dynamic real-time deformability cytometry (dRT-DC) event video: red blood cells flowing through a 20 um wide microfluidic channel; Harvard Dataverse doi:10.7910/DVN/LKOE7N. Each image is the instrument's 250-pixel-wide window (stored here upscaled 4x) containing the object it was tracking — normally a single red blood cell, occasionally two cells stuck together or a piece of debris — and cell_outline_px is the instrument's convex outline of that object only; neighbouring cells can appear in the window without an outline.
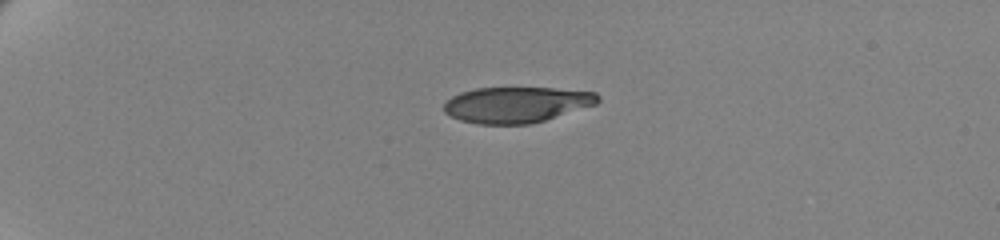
{"species": "human", "species_latin": "Homo sapiens", "temperature_condition": "cold", "stored_images_in_passage": 45, "camera_frame_rate_fps": 3000, "um_per_image_px": 0.085, "donor": {"sex": "female"}, "frame": {"image": 1, "passage_image": 1, "time_ms": 0.0, "image_size_px": [1000, 240], "cell_outline_px": [[600, 100], [596, 104], [544, 120], [528, 124], [476, 124], [460, 120], [444, 112], [444, 104], [452, 96], [460, 92], [476, 88], [552, 88], [596, 92], [600, 96]], "centroid_in_image_um": [43.89, 8.89], "position_along_channel_um": 41.1, "area_um2": 31.96}}
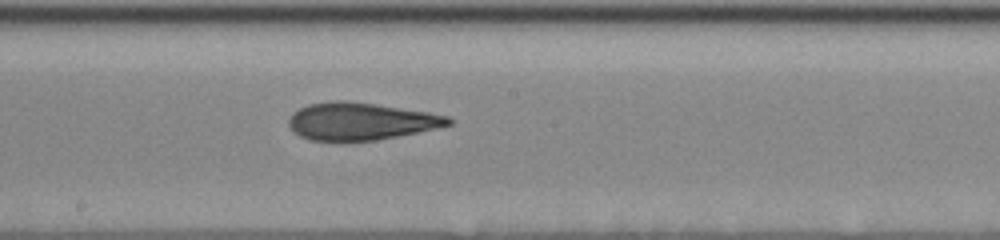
{"frame": {"image": 2, "passage_image": 22, "time_ms": 7.0, "image_size_px": [1000, 240], "cell_outline_px": [[452, 124], [436, 128], [376, 140], [308, 140], [292, 132], [288, 124], [288, 120], [292, 112], [308, 104], [332, 100], [348, 100], [376, 104], [428, 112], [448, 116], [452, 120]], "centroid_in_image_um": [30.6, 10.29], "position_along_channel_um": 217.6, "area_um2": 34.68}}
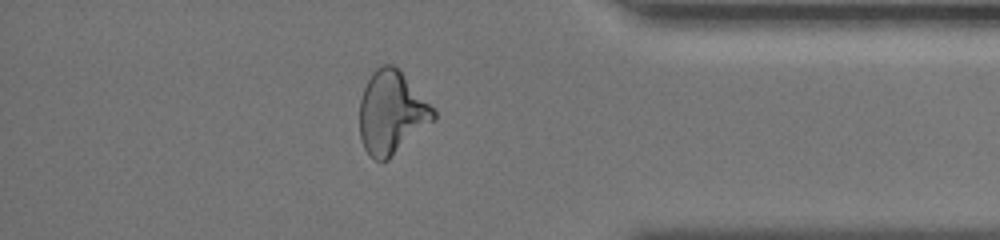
{"frame": {"image": 3, "passage_image": 39, "time_ms": 12.667, "image_size_px": [1000, 240], "cell_outline_px": [[436, 120], [388, 160], [372, 160], [364, 148], [360, 140], [360, 100], [364, 88], [372, 72], [380, 64], [392, 64], [400, 72], [436, 112]], "centroid_in_image_um": [33.26, 9.62], "position_along_channel_um": 401.9, "area_um2": 35.43}, "authors_computed_cell_mechanics": {"area_um2": 34.969, "velocity_mm_per_s": 3.4809, "shape_relaxation_time_tau1_ms": 6.1648, "shape_relaxation_time_tau2_ms": 2.2232, "deformation_change_tau1": 0.1907, "deformation_change_tau2": 0.1058}}